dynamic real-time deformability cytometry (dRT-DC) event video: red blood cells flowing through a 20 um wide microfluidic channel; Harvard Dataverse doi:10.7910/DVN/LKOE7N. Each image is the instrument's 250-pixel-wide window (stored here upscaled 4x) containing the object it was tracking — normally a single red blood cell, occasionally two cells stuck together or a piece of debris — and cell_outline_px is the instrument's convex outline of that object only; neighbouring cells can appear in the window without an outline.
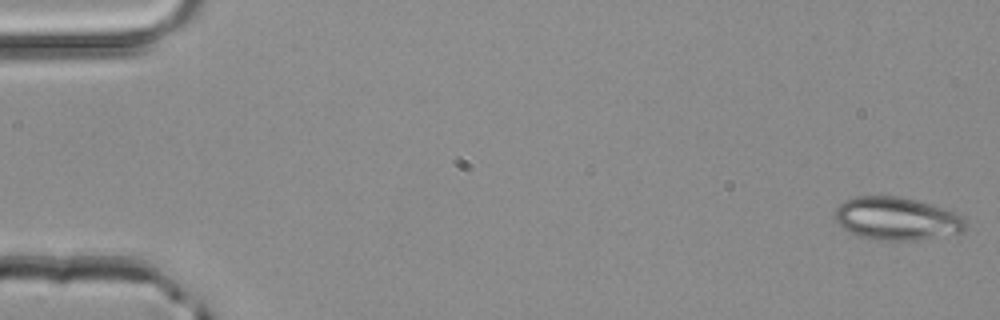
{"species": "common noctule bat (a hibernating species)", "species_latin": "Nyctalus noctula", "temperature_condition": "room temperature", "stored_images_in_passage": 3, "camera_frame_rate_fps": 3000, "um_per_image_px": 0.085, "animal": {"sex": "male", "body_mass_g": 20.4}, "frame": {"image": 1, "passage_image": 1, "time_ms": 0.0, "image_size_px": [1000, 320], "cell_outline_px": [[964, 232], [916, 240], [884, 240], [860, 236], [844, 228], [836, 220], [836, 208], [844, 200], [856, 196], [900, 196], [916, 200], [944, 208], [956, 212], [964, 216]], "centroid_in_image_um": [76.25, 18.57], "position_along_channel_um": 8.8, "area_um2": 32.37}}